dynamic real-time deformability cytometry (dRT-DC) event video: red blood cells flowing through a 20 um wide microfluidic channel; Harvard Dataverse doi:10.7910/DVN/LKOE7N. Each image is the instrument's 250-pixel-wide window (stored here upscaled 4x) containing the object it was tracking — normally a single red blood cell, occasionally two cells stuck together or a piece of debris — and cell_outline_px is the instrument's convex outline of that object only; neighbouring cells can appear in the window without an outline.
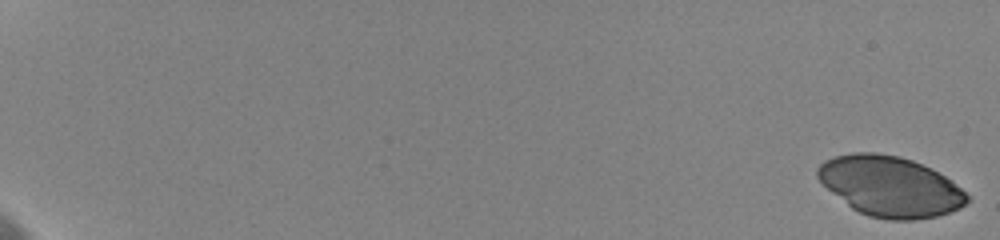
{"species": "human", "species_latin": "Homo sapiens", "temperature_condition": "cold", "stored_images_in_passage": 34, "camera_frame_rate_fps": 3000, "um_per_image_px": 0.085, "donor": {"sex": "female"}, "frame": {"image": 1, "passage_image": 1, "time_ms": 0.0, "image_size_px": [1000, 240], "cell_outline_px": [[972, 200], [960, 208], [936, 216], [916, 220], [888, 220], [868, 216], [852, 208], [832, 192], [816, 176], [816, 168], [824, 160], [836, 156], [852, 152], [876, 152], [900, 156], [912, 160], [932, 168], [952, 180]], "centroid_in_image_um": [75.68, 15.83], "position_along_channel_um": 9.3, "area_um2": 52.6}}
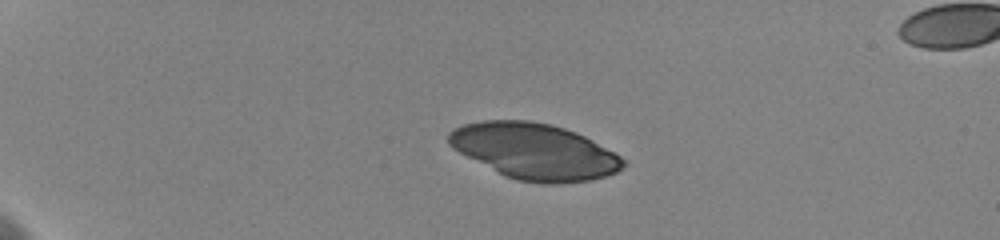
{"frame": {"image": 2, "passage_image": 18, "time_ms": 5.0, "image_size_px": [1000, 240], "cell_outline_px": [[628, 164], [624, 168], [616, 172], [604, 176], [588, 180], [556, 184], [544, 184], [516, 180], [504, 176], [452, 148], [448, 144], [448, 132], [464, 124], [480, 120], [528, 120], [552, 124], [576, 132], [592, 140], [620, 156]], "centroid_in_image_um": [45.43, 12.86], "position_along_channel_um": 39.6, "area_um2": 56.88}}